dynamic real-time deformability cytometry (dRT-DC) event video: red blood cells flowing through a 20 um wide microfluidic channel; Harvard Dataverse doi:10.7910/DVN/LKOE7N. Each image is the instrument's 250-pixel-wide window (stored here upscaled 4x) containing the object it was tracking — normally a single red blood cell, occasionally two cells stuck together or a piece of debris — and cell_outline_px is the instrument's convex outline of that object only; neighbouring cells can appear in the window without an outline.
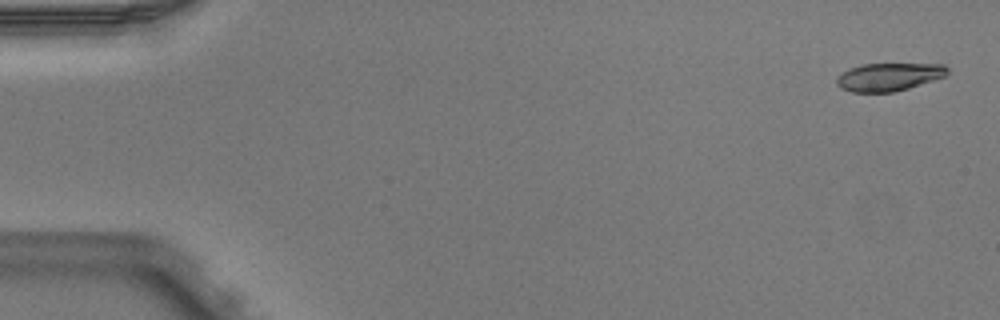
{"species": "Egyptian fruit bat (a non-hibernating species)", "species_latin": "Rousettus aegyptiacus", "temperature_condition": "warm", "stored_images_in_passage": 4, "camera_frame_rate_fps": 3000, "um_per_image_px": 0.085, "animal": {"sex": "male"}, "frame": {"image": 1, "passage_image": 1, "time_ms": 0.0, "image_size_px": [1000, 320], "cell_outline_px": [[948, 72], [944, 76], [908, 88], [892, 92], [852, 92], [840, 88], [836, 84], [836, 80], [848, 68], [860, 64], [944, 64], [948, 68]], "centroid_in_image_um": [75.52, 6.53], "position_along_channel_um": 9.5, "area_um2": 17.86}}
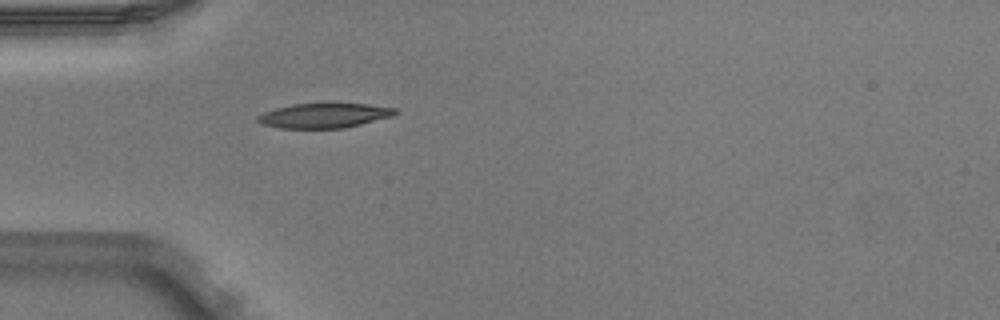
{"frame": {"image": 2, "passage_image": 4, "time_ms": 1.0, "image_size_px": [1000, 320], "cell_outline_px": [[396, 112], [392, 116], [344, 128], [280, 128], [260, 124], [256, 120], [256, 116], [264, 112], [276, 108], [292, 104], [368, 104], [396, 108]], "centroid_in_image_um": [27.5, 9.83], "position_along_channel_um": 57.5, "area_um2": 19.59}}